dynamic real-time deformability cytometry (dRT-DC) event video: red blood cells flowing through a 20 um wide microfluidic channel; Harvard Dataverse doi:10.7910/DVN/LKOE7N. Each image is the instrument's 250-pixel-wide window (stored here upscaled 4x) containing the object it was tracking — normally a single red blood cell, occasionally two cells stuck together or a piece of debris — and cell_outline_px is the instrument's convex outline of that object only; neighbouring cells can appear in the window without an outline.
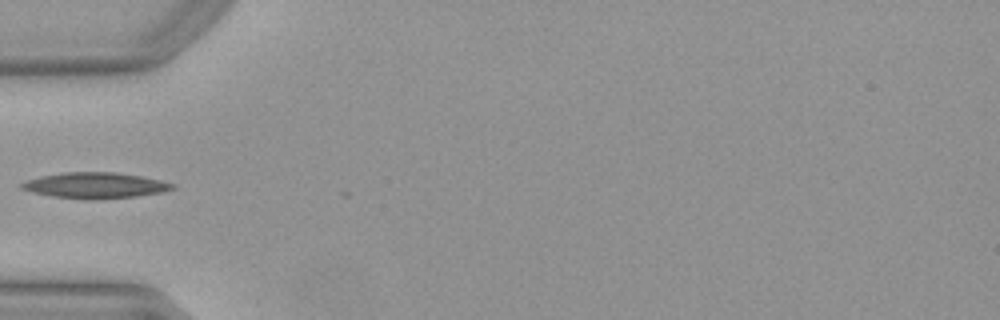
{"species": "Egyptian fruit bat (a non-hibernating species)", "species_latin": "Rousettus aegyptiacus", "temperature_condition": "warm", "stored_images_in_passage": 8, "camera_frame_rate_fps": 3000, "um_per_image_px": 0.085, "animal": {"sex": "female"}, "frame": {"image": 1, "passage_image": 1, "time_ms": 0.0, "image_size_px": [1000, 320], "cell_outline_px": [[176, 188], [164, 192], [136, 196], [96, 200], [88, 200], [52, 196], [32, 192], [20, 188], [20, 184], [28, 180], [40, 176], [64, 172], [116, 172], [140, 176], [160, 180], [176, 184]], "centroid_in_image_um": [8.12, 15.76], "position_along_channel_um": 76.9, "area_um2": 22.83}}
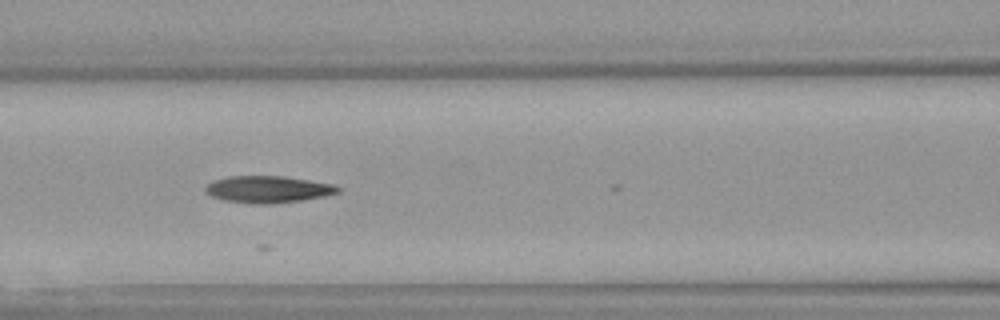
{"frame": {"image": 2, "passage_image": 6, "time_ms": 1.667, "image_size_px": [1000, 320], "cell_outline_px": [[340, 192], [324, 196], [304, 200], [272, 204], [252, 204], [224, 200], [212, 196], [204, 192], [204, 188], [208, 184], [216, 180], [228, 176], [284, 176], [332, 184], [340, 188]], "centroid_in_image_um": [22.77, 16.1], "position_along_channel_um": 143.8, "area_um2": 20.75}}